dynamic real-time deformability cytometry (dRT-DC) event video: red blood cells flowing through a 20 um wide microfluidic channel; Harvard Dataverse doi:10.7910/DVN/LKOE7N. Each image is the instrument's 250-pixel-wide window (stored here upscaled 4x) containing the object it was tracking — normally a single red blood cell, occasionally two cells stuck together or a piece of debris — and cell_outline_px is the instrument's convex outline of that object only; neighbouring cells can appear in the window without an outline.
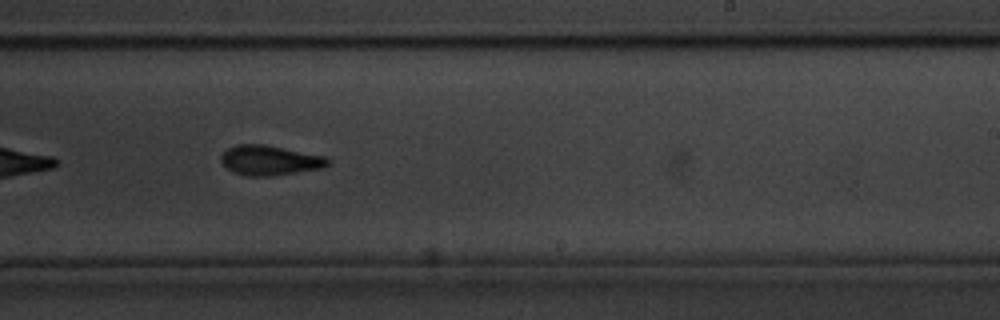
{"species": "common noctule bat (a hibernating species)", "species_latin": "Nyctalus noctula", "temperature_condition": "cold", "stored_images_in_passage": 26, "camera_frame_rate_fps": 3000, "um_per_image_px": 0.085, "animal": {"sex": "male", "body_mass_g": 20.1, "forearm_length_mm": 53.5}, "frame": {"image": 1, "passage_image": 19, "time_ms": 6.0, "image_size_px": [1000, 320], "cell_outline_px": [[332, 164], [324, 168], [268, 176], [248, 176], [236, 172], [228, 168], [220, 160], [220, 156], [228, 148], [236, 144], [264, 144], [324, 156], [332, 160]], "centroid_in_image_um": [22.98, 13.62], "position_along_channel_um": 266.0, "area_um2": 18.5}}